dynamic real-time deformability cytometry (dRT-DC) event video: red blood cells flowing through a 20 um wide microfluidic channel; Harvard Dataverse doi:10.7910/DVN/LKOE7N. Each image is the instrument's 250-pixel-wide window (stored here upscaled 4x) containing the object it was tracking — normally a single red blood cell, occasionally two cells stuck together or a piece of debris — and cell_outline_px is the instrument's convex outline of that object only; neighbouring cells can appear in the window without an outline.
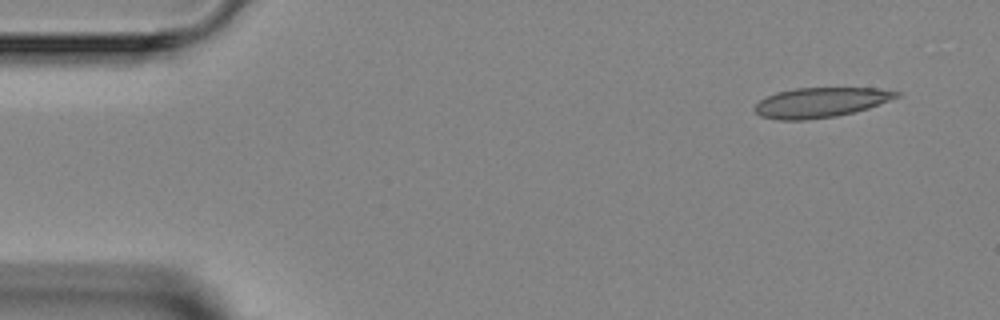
{"species": "Egyptian fruit bat (a non-hibernating species)", "species_latin": "Rousettus aegyptiacus", "temperature_condition": "room temperature", "stored_images_in_passage": 4, "camera_frame_rate_fps": 3000, "um_per_image_px": 0.085, "animal": {"sex": "female"}, "frame": {"image": 1, "passage_image": 1, "time_ms": 0.0, "image_size_px": [1000, 320], "cell_outline_px": [[900, 96], [868, 108], [836, 116], [804, 120], [776, 120], [760, 116], [752, 108], [760, 100], [776, 92], [796, 88], [876, 88], [900, 92]], "centroid_in_image_um": [69.71, 8.71], "position_along_channel_um": 15.3, "area_um2": 24.57}}